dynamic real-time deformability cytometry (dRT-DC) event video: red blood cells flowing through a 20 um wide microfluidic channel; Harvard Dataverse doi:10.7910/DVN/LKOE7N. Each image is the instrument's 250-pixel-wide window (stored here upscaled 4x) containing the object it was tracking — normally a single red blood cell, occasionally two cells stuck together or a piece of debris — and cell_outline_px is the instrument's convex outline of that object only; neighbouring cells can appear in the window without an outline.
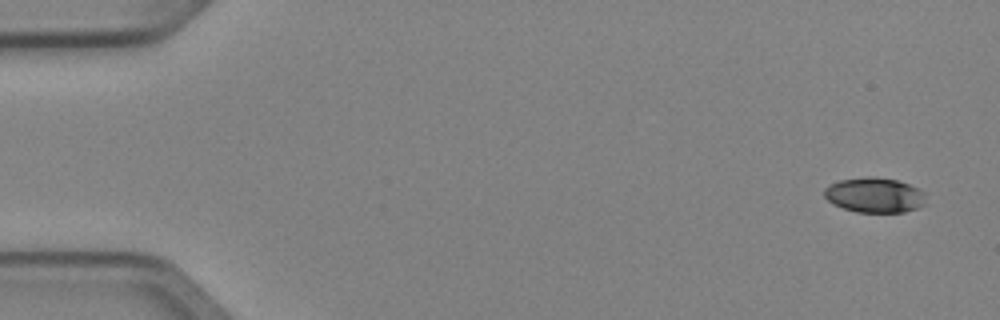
{"species": "Egyptian fruit bat (a non-hibernating species)", "species_latin": "Rousettus aegyptiacus", "temperature_condition": "cold", "stored_images_in_passage": 3, "segment_of_instrument_passage": [2, 2], "camera_frame_rate_fps": 3000, "um_per_image_px": 0.085, "animal": {"sex": "female"}, "frame": {"image": 1, "passage_image": 3, "time_ms": 0.667, "image_size_px": [1000, 320], "cell_outline_px": [[924, 204], [916, 208], [904, 212], [856, 212], [832, 204], [824, 196], [824, 188], [828, 184], [840, 180], [868, 176], [872, 176], [896, 180], [908, 184], [924, 192]], "centroid_in_image_um": [74.29, 16.58], "position_along_channel_um": 10.7, "area_um2": 20.63}}